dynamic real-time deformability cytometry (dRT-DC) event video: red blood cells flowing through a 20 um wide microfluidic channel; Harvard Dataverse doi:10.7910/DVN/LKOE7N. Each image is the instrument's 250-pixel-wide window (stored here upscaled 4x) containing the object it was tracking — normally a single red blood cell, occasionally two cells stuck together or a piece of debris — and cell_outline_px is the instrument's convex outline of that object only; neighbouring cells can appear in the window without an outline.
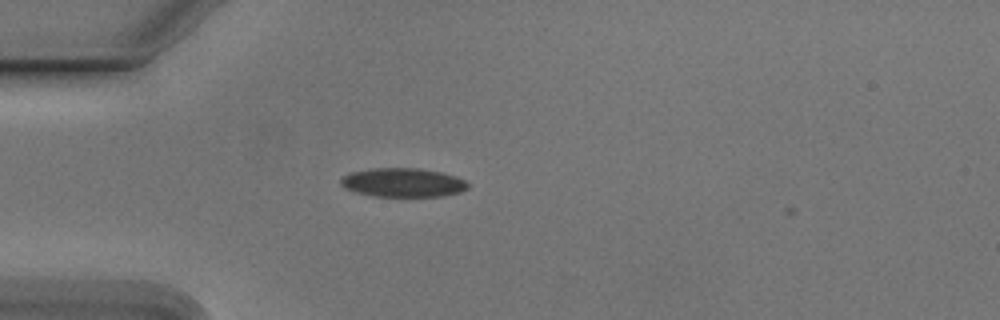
{"species": "Egyptian fruit bat (a non-hibernating species)", "species_latin": "Rousettus aegyptiacus", "temperature_condition": "cold", "stored_images_in_passage": 6, "camera_frame_rate_fps": 3000, "um_per_image_px": 0.085, "animal": {"sex": "male"}, "frame": {"image": 1, "passage_image": 1, "time_ms": 0.0, "image_size_px": [1000, 320], "cell_outline_px": [[468, 188], [460, 192], [444, 196], [372, 196], [356, 192], [344, 188], [340, 184], [340, 180], [344, 176], [352, 172], [372, 168], [420, 168], [440, 172], [456, 176], [464, 180], [468, 184]], "centroid_in_image_um": [34.25, 15.52], "position_along_channel_um": 50.8, "area_um2": 21.39}}
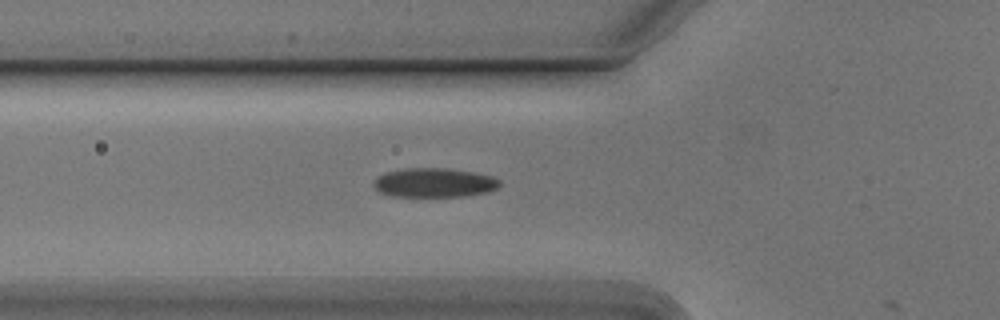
{"frame": {"image": 2, "passage_image": 5, "time_ms": 1.333, "image_size_px": [1000, 320], "cell_outline_px": [[500, 184], [496, 188], [488, 192], [468, 196], [392, 196], [380, 192], [372, 184], [376, 176], [384, 172], [404, 168], [444, 168], [472, 172], [492, 176], [500, 180]], "centroid_in_image_um": [36.88, 15.52], "position_along_channel_um": 88.9, "area_um2": 21.5}}